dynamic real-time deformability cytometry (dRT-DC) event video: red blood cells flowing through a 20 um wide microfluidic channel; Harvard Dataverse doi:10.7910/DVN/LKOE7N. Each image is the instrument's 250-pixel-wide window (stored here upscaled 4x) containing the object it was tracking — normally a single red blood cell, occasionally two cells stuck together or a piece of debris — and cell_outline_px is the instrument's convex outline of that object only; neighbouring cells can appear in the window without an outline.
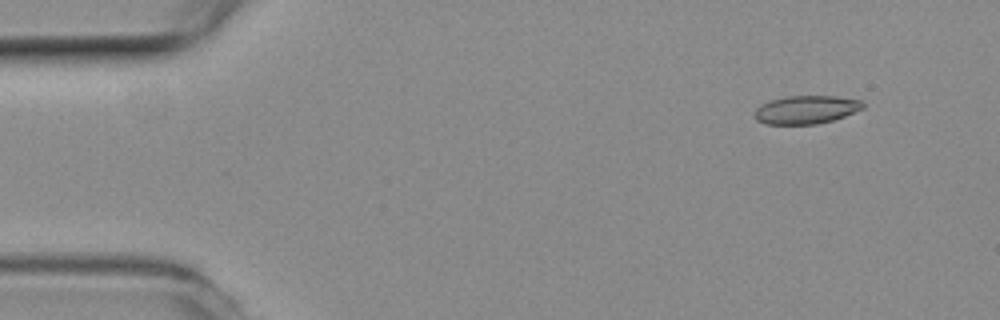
{"species": "common noctule bat (a hibernating species)", "species_latin": "Nyctalus noctula", "temperature_condition": "room temperature", "stored_images_in_passage": 4, "camera_frame_rate_fps": 3000, "um_per_image_px": 0.085, "animal": {"sex": "female", "body_mass_g": 19.3, "forearm_length_mm": 54.1}, "frame": {"image": 1, "passage_image": 1, "time_ms": 0.0, "image_size_px": [1000, 320], "cell_outline_px": [[864, 108], [844, 116], [832, 120], [816, 124], [764, 124], [756, 120], [756, 108], [772, 100], [784, 96], [836, 96], [860, 100], [864, 104]], "centroid_in_image_um": [68.54, 9.32], "position_along_channel_um": 16.5, "area_um2": 17.63}}